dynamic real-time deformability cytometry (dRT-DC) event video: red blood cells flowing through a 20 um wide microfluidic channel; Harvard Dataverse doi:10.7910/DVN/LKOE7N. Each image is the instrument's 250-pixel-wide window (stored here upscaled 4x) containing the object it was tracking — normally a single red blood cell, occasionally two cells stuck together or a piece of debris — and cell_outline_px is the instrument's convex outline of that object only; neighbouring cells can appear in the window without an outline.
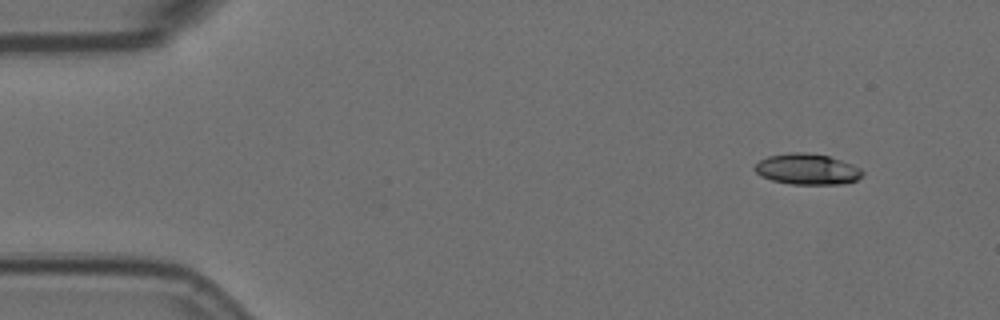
{"species": "Egyptian fruit bat (a non-hibernating species)", "species_latin": "Rousettus aegyptiacus", "temperature_condition": "room temperature", "stored_images_in_passage": 4, "camera_frame_rate_fps": 3000, "um_per_image_px": 0.085, "animal": {"sex": "female"}, "frame": {"image": 1, "passage_image": 1, "time_ms": 0.0, "image_size_px": [1000, 320], "cell_outline_px": [[864, 172], [856, 180], [844, 184], [792, 184], [772, 180], [760, 176], [756, 172], [756, 164], [760, 160], [768, 156], [792, 152], [804, 152], [828, 156], [852, 164], [860, 168]], "centroid_in_image_um": [68.62, 14.38], "position_along_channel_um": 16.4, "area_um2": 19.19}}
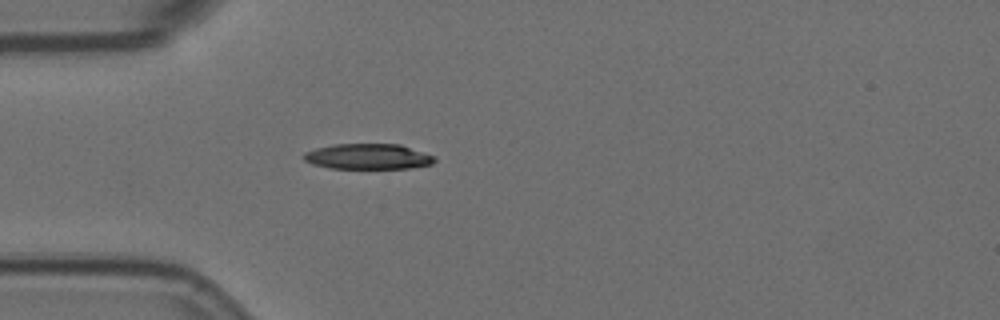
{"frame": {"image": 2, "passage_image": 4, "time_ms": 1.0, "image_size_px": [1000, 320], "cell_outline_px": [[436, 160], [432, 164], [412, 168], [332, 168], [312, 164], [304, 160], [304, 152], [316, 148], [332, 144], [400, 144], [436, 156]], "centroid_in_image_um": [31.31, 13.3], "position_along_channel_um": 53.7, "area_um2": 19.48}}